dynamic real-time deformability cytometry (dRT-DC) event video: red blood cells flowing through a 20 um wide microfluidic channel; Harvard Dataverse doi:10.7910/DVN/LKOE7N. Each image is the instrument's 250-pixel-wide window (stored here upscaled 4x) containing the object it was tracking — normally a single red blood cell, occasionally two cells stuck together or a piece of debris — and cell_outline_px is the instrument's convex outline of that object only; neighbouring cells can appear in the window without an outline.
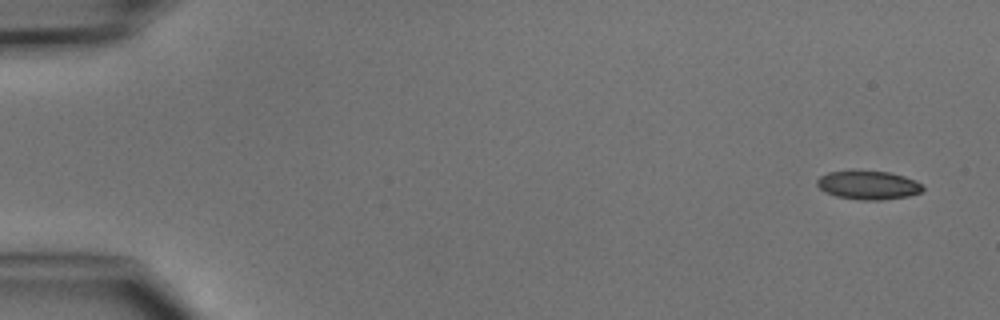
{"species": "common noctule bat (a hibernating species)", "species_latin": "Nyctalus noctula", "temperature_condition": "cold", "stored_images_in_passage": 4, "camera_frame_rate_fps": 3000, "um_per_image_px": 0.085, "animal": {"sex": "male", "body_mass_g": 15.6}, "frame": {"image": 1, "passage_image": 1, "time_ms": 0.0, "image_size_px": [1000, 320], "cell_outline_px": [[924, 188], [920, 192], [908, 196], [880, 200], [860, 200], [836, 196], [824, 192], [816, 184], [816, 180], [820, 176], [828, 172], [852, 168], [856, 168], [888, 172], [904, 176], [916, 180]], "centroid_in_image_um": [73.74, 15.69], "position_along_channel_um": 11.3, "area_um2": 18.26}}